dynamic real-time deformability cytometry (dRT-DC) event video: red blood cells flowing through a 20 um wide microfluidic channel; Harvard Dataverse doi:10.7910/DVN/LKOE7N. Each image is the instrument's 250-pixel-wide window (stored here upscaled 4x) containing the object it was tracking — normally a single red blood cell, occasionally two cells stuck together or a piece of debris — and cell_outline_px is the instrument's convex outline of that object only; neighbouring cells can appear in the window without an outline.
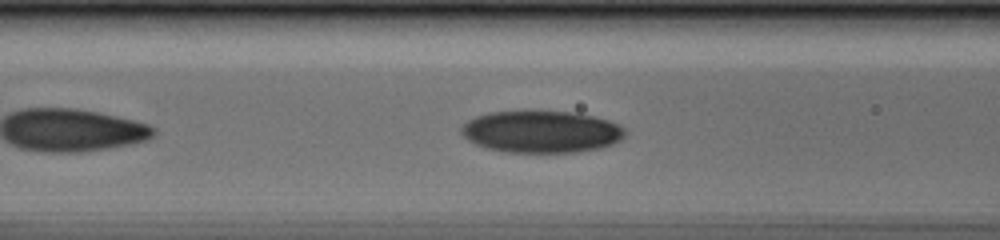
{"species": "human", "species_latin": "Homo sapiens", "temperature_condition": "cold", "stored_images_in_passage": 32, "camera_frame_rate_fps": 3000, "um_per_image_px": 0.085, "donor": {"sex": "male"}, "frame": {"image": 1, "passage_image": 7, "time_ms": 2.0, "image_size_px": [1000, 240], "cell_outline_px": [[628, 132], [620, 140], [612, 144], [600, 148], [576, 152], [508, 152], [488, 148], [476, 144], [468, 140], [460, 132], [460, 128], [468, 120], [476, 116], [488, 112], [572, 112], [592, 116], [608, 120], [620, 124]], "centroid_in_image_um": [46.03, 11.2], "position_along_channel_um": 120.6, "area_um2": 39.88}}
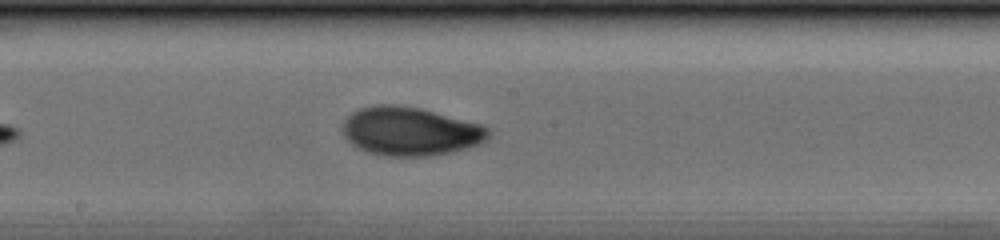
{"frame": {"image": 2, "passage_image": 14, "time_ms": 4.333, "image_size_px": [1000, 240], "cell_outline_px": [[492, 132], [488, 140], [480, 144], [452, 152], [428, 156], [380, 156], [368, 152], [352, 144], [340, 132], [340, 128], [344, 120], [352, 112], [360, 108], [376, 104], [396, 104], [420, 108], [484, 124]], "centroid_in_image_um": [34.88, 11.16], "position_along_channel_um": 213.3, "area_um2": 41.96}}
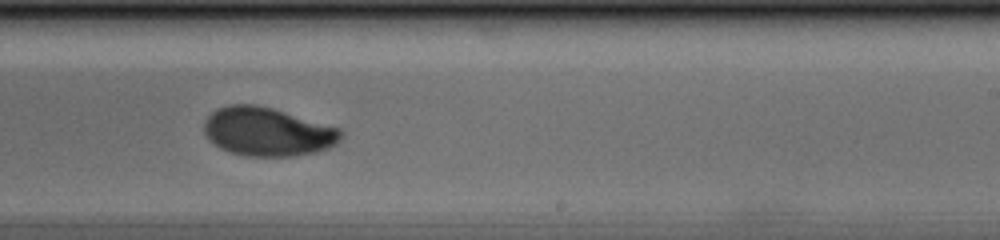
{"frame": {"image": 3, "passage_image": 18, "time_ms": 5.667, "image_size_px": [1000, 240], "cell_outline_px": [[344, 136], [336, 144], [328, 148], [316, 152], [296, 156], [244, 156], [228, 152], [220, 148], [204, 132], [204, 120], [216, 108], [228, 104], [256, 104], [272, 108], [340, 128], [344, 132]], "centroid_in_image_um": [22.75, 11.2], "position_along_channel_um": 266.2, "area_um2": 38.96}}